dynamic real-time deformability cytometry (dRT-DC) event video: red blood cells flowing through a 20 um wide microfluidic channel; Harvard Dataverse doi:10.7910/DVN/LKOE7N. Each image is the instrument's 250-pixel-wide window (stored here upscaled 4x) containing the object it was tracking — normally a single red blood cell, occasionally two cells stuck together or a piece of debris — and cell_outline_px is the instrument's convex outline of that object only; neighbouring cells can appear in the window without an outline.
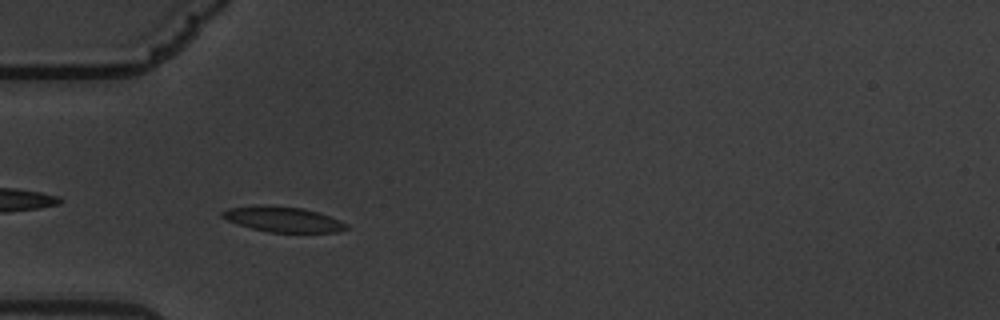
{"species": "common noctule bat (a hibernating species)", "species_latin": "Nyctalus noctula", "temperature_condition": "warm", "stored_images_in_passage": 45, "camera_frame_rate_fps": 3000, "um_per_image_px": 0.085, "animal": {"sex": "male", "body_mass_g": 19.5, "forearm_length_mm": 54.6}, "frame": {"image": 1, "passage_image": 4, "time_ms": 1.0, "image_size_px": [1000, 320], "cell_outline_px": [[348, 228], [336, 232], [268, 232], [252, 228], [228, 220], [220, 216], [220, 212], [228, 208], [260, 204], [304, 208], [340, 220], [348, 224]], "centroid_in_image_um": [24.03, 18.63], "position_along_channel_um": 61.0, "area_um2": 18.21}}
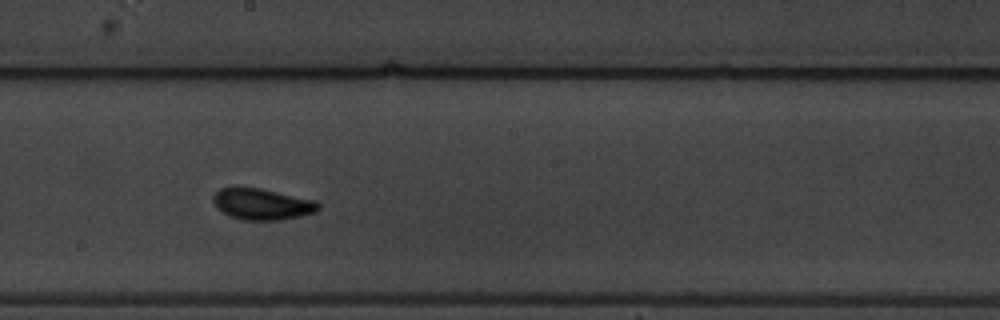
{"frame": {"image": 2, "passage_image": 19, "time_ms": 6.0, "image_size_px": [1000, 320], "cell_outline_px": [[320, 208], [316, 212], [300, 216], [280, 220], [244, 220], [228, 216], [216, 208], [212, 200], [212, 196], [220, 188], [260, 188], [316, 200], [320, 204]], "centroid_in_image_um": [22.28, 17.36], "position_along_channel_um": 225.9, "area_um2": 19.25}}
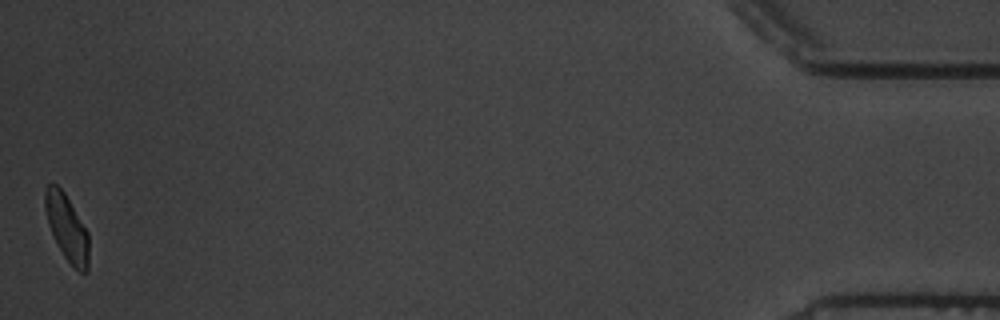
{"frame": {"image": 3, "passage_image": 45, "time_ms": 14.667, "image_size_px": [1000, 320], "cell_outline_px": [[88, 272], [80, 272], [64, 256], [48, 224], [44, 208], [44, 192], [48, 184], [56, 184], [64, 192], [88, 232]], "centroid_in_image_um": [5.67, 19.32], "position_along_channel_um": 429.5, "area_um2": 16.53}, "authors_computed_cell_mechanics": {"area_um2": 18.0336, "velocity_mm_per_s": 3.372, "shape_relaxation_time_tau1_ms": 2.2957, "shape_relaxation_time_tau2_ms": 1.4276, "deformation_change_tau1": 0.1129, "deformation_change_tau2": 0.0693}}